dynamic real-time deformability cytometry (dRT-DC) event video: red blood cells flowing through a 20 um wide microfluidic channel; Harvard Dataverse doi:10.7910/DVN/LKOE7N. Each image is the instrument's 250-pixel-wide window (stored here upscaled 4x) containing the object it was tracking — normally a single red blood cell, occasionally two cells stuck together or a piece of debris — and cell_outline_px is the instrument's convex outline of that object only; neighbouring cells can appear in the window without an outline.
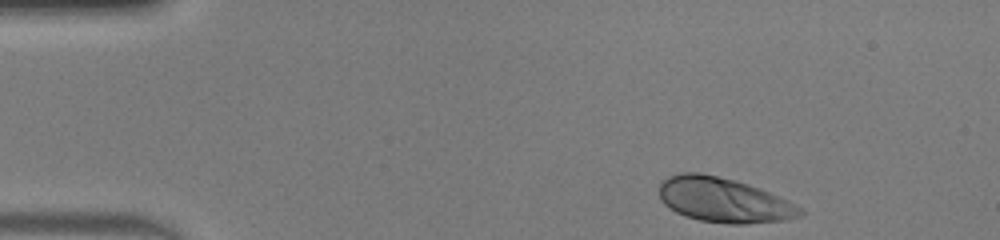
{"species": "human", "species_latin": "Homo sapiens", "temperature_condition": "warm", "stored_images_in_passage": 44, "camera_frame_rate_fps": 3000, "um_per_image_px": 0.085, "donor": {"sex": "male"}, "frame": {"image": 1, "passage_image": 1, "time_ms": 0.0, "image_size_px": [1000, 240], "cell_outline_px": [[804, 216], [788, 220], [744, 224], [728, 224], [700, 220], [684, 216], [668, 208], [660, 200], [660, 184], [668, 176], [680, 172], [700, 172], [736, 180], [760, 188], [788, 200], [804, 208]], "centroid_in_image_um": [61.55, 17.01], "position_along_channel_um": 23.4, "area_um2": 37.22}}
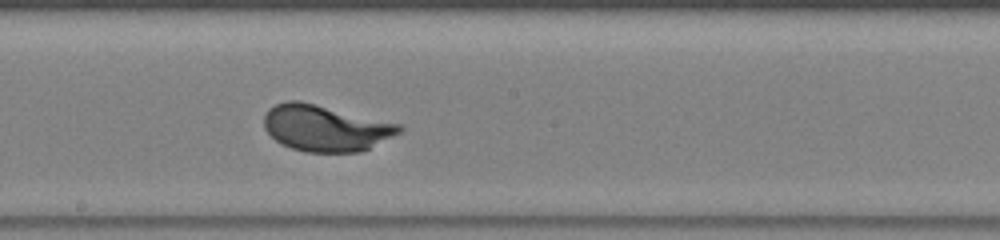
{"frame": {"image": 2, "passage_image": 22, "time_ms": 7.0, "image_size_px": [1000, 240], "cell_outline_px": [[404, 128], [400, 132], [360, 152], [304, 152], [280, 144], [264, 128], [264, 116], [268, 108], [276, 104], [288, 100], [300, 100], [400, 124]], "centroid_in_image_um": [27.63, 10.88], "position_along_channel_um": 220.6, "area_um2": 36.24}}
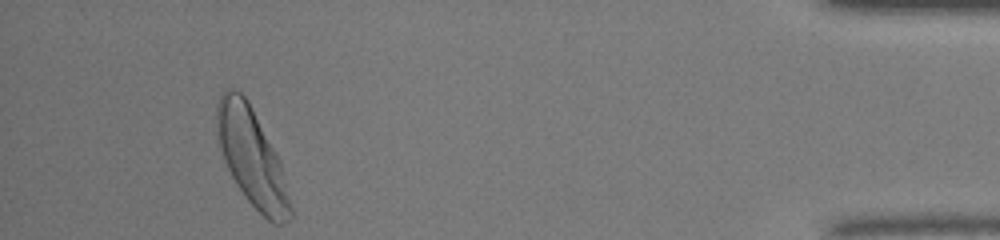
{"frame": {"image": 3, "passage_image": 41, "time_ms": 13.333, "image_size_px": [1000, 240], "cell_outline_px": [[292, 216], [288, 220], [280, 224], [272, 224], [244, 196], [232, 176], [224, 160], [216, 136], [216, 104], [220, 92], [224, 88], [232, 88], [240, 92], [248, 100], [280, 160], [292, 208]], "centroid_in_image_um": [21.38, 13.33], "position_along_channel_um": 413.8, "area_um2": 41.67}, "authors_computed_cell_mechanics": {"area_um2": 36.2695, "velocity_mm_per_s": 4.0483, "shape_relaxation_time_tau1_ms": 1.7522, "shape_relaxation_time_tau2_ms": null, "deformation_change_tau1": 0.1602, "deformation_change_tau2": null}}